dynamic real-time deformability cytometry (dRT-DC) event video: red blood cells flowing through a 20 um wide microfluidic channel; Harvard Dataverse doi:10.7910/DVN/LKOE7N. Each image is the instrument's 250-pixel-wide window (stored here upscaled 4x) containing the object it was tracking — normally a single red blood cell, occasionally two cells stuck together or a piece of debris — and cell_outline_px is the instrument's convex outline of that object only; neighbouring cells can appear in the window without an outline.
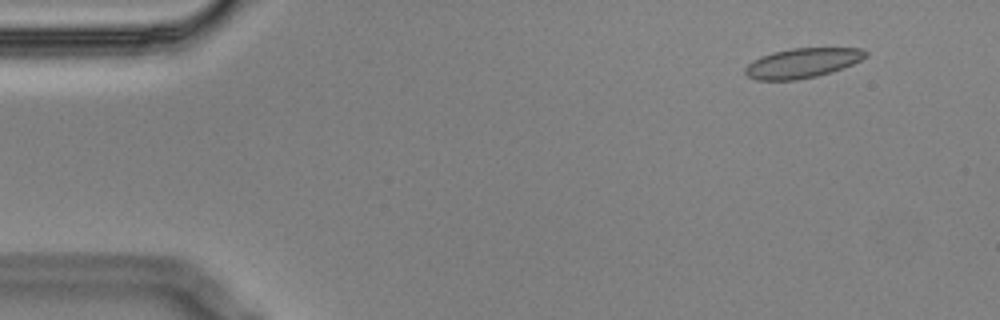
{"species": "Egyptian fruit bat (a non-hibernating species)", "species_latin": "Rousettus aegyptiacus", "temperature_condition": "cold", "stored_images_in_passage": 4, "camera_frame_rate_fps": 3000, "um_per_image_px": 0.085, "animal": {"sex": "male"}, "frame": {"image": 1, "passage_image": 1, "time_ms": 0.0, "image_size_px": [1000, 320], "cell_outline_px": [[868, 56], [852, 64], [832, 72], [816, 76], [796, 80], [756, 80], [748, 76], [744, 72], [744, 68], [752, 60], [760, 56], [772, 52], [792, 48], [860, 48], [868, 52]], "centroid_in_image_um": [68.18, 5.35], "position_along_channel_um": 16.8, "area_um2": 20.92}}
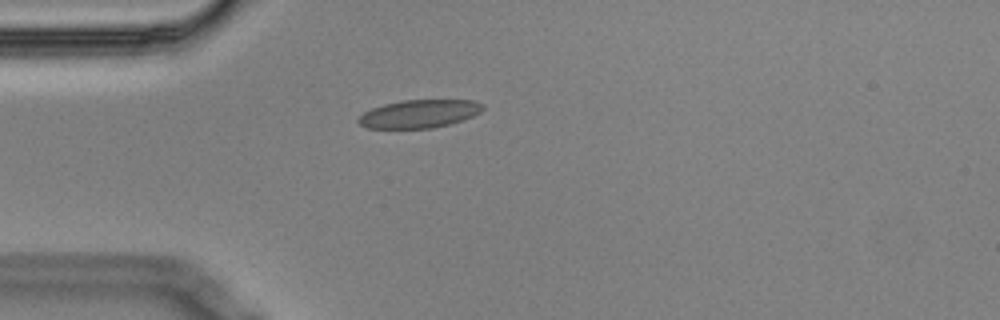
{"frame": {"image": 2, "passage_image": 4, "time_ms": 1.0, "image_size_px": [1000, 320], "cell_outline_px": [[484, 108], [480, 112], [472, 116], [448, 124], [432, 128], [368, 128], [360, 124], [356, 120], [364, 112], [372, 108], [384, 104], [404, 100], [476, 100], [484, 104]], "centroid_in_image_um": [35.64, 9.66], "position_along_channel_um": 49.4, "area_um2": 20.23}}